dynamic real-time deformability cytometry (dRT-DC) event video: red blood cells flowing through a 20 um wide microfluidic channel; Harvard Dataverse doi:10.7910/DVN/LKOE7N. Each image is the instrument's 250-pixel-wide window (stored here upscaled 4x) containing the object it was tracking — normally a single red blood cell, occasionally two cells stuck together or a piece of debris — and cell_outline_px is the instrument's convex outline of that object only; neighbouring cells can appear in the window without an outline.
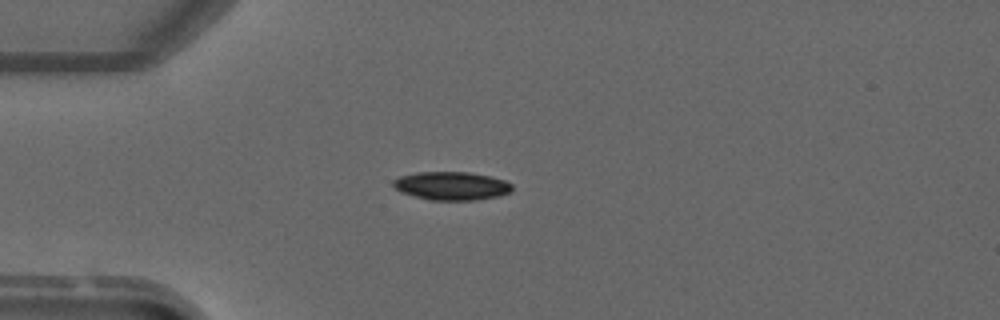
{"species": "common noctule bat (a hibernating species)", "species_latin": "Nyctalus noctula", "temperature_condition": "warm", "stored_images_in_passage": 5, "camera_frame_rate_fps": 3000, "um_per_image_px": 0.085, "animal": {"sex": "male", "forearm_length_mm": 52.5}, "frame": {"image": 1, "passage_image": 4, "time_ms": 4.667, "image_size_px": [1000, 320], "cell_outline_px": [[512, 188], [508, 192], [500, 196], [476, 200], [428, 200], [400, 192], [392, 184], [392, 180], [400, 176], [416, 172], [468, 172], [488, 176], [504, 180], [512, 184]], "centroid_in_image_um": [38.35, 15.8], "position_along_channel_um": 46.7, "area_um2": 19.65}}